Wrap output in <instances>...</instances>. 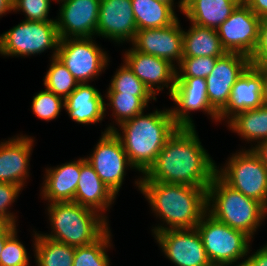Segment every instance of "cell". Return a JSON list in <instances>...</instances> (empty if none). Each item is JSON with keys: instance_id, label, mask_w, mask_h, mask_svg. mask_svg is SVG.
<instances>
[{"instance_id": "9c48e42d", "label": "cell", "mask_w": 267, "mask_h": 266, "mask_svg": "<svg viewBox=\"0 0 267 266\" xmlns=\"http://www.w3.org/2000/svg\"><path fill=\"white\" fill-rule=\"evenodd\" d=\"M93 38H66L59 41L56 57L78 83H89L108 67L107 53L96 44Z\"/></svg>"}, {"instance_id": "3957f363", "label": "cell", "mask_w": 267, "mask_h": 266, "mask_svg": "<svg viewBox=\"0 0 267 266\" xmlns=\"http://www.w3.org/2000/svg\"><path fill=\"white\" fill-rule=\"evenodd\" d=\"M119 126L121 128L117 130L114 125H109L104 132L114 131L117 134L130 164L142 175L155 163L166 141L179 128L170 109H156L146 115L143 112Z\"/></svg>"}, {"instance_id": "277c9868", "label": "cell", "mask_w": 267, "mask_h": 266, "mask_svg": "<svg viewBox=\"0 0 267 266\" xmlns=\"http://www.w3.org/2000/svg\"><path fill=\"white\" fill-rule=\"evenodd\" d=\"M51 233L42 234L69 246H87L98 240L108 229L103 215L75 202L48 203Z\"/></svg>"}, {"instance_id": "ac0fdd59", "label": "cell", "mask_w": 267, "mask_h": 266, "mask_svg": "<svg viewBox=\"0 0 267 266\" xmlns=\"http://www.w3.org/2000/svg\"><path fill=\"white\" fill-rule=\"evenodd\" d=\"M137 30L131 0H101L97 37L102 36L118 44L132 43Z\"/></svg>"}, {"instance_id": "60d3db41", "label": "cell", "mask_w": 267, "mask_h": 266, "mask_svg": "<svg viewBox=\"0 0 267 266\" xmlns=\"http://www.w3.org/2000/svg\"><path fill=\"white\" fill-rule=\"evenodd\" d=\"M250 149L253 150L267 168V139L257 143L255 147L251 145Z\"/></svg>"}, {"instance_id": "44dd1931", "label": "cell", "mask_w": 267, "mask_h": 266, "mask_svg": "<svg viewBox=\"0 0 267 266\" xmlns=\"http://www.w3.org/2000/svg\"><path fill=\"white\" fill-rule=\"evenodd\" d=\"M80 171L81 158L54 168H47L41 186L42 199L48 200V203L73 202Z\"/></svg>"}, {"instance_id": "52a82bcc", "label": "cell", "mask_w": 267, "mask_h": 266, "mask_svg": "<svg viewBox=\"0 0 267 266\" xmlns=\"http://www.w3.org/2000/svg\"><path fill=\"white\" fill-rule=\"evenodd\" d=\"M59 35L55 21L23 20L20 24L0 35L1 56H31L52 49L57 56Z\"/></svg>"}, {"instance_id": "30bf717a", "label": "cell", "mask_w": 267, "mask_h": 266, "mask_svg": "<svg viewBox=\"0 0 267 266\" xmlns=\"http://www.w3.org/2000/svg\"><path fill=\"white\" fill-rule=\"evenodd\" d=\"M86 161L95 169L102 182L117 196L126 170L134 169L130 164L122 142L114 131L102 132Z\"/></svg>"}, {"instance_id": "e0dca14e", "label": "cell", "mask_w": 267, "mask_h": 266, "mask_svg": "<svg viewBox=\"0 0 267 266\" xmlns=\"http://www.w3.org/2000/svg\"><path fill=\"white\" fill-rule=\"evenodd\" d=\"M132 47L144 54L166 59L175 65L183 57V29L177 19L167 27L137 30Z\"/></svg>"}, {"instance_id": "7402d4cb", "label": "cell", "mask_w": 267, "mask_h": 266, "mask_svg": "<svg viewBox=\"0 0 267 266\" xmlns=\"http://www.w3.org/2000/svg\"><path fill=\"white\" fill-rule=\"evenodd\" d=\"M115 199L116 195L102 182L86 158L82 157L80 178L73 202L98 211L107 219L105 211L111 208Z\"/></svg>"}, {"instance_id": "b9f144b4", "label": "cell", "mask_w": 267, "mask_h": 266, "mask_svg": "<svg viewBox=\"0 0 267 266\" xmlns=\"http://www.w3.org/2000/svg\"><path fill=\"white\" fill-rule=\"evenodd\" d=\"M262 76V100L267 105V65H252Z\"/></svg>"}, {"instance_id": "4fadbf2b", "label": "cell", "mask_w": 267, "mask_h": 266, "mask_svg": "<svg viewBox=\"0 0 267 266\" xmlns=\"http://www.w3.org/2000/svg\"><path fill=\"white\" fill-rule=\"evenodd\" d=\"M154 238L175 266H212L196 228L159 231Z\"/></svg>"}, {"instance_id": "d6986e66", "label": "cell", "mask_w": 267, "mask_h": 266, "mask_svg": "<svg viewBox=\"0 0 267 266\" xmlns=\"http://www.w3.org/2000/svg\"><path fill=\"white\" fill-rule=\"evenodd\" d=\"M0 142V182L13 183L22 189L29 176L34 138L17 135Z\"/></svg>"}, {"instance_id": "f35d334b", "label": "cell", "mask_w": 267, "mask_h": 266, "mask_svg": "<svg viewBox=\"0 0 267 266\" xmlns=\"http://www.w3.org/2000/svg\"><path fill=\"white\" fill-rule=\"evenodd\" d=\"M235 266H267V244Z\"/></svg>"}, {"instance_id": "8d00e7d4", "label": "cell", "mask_w": 267, "mask_h": 266, "mask_svg": "<svg viewBox=\"0 0 267 266\" xmlns=\"http://www.w3.org/2000/svg\"><path fill=\"white\" fill-rule=\"evenodd\" d=\"M20 191L22 188L16 184L0 182V216L8 218L14 225L17 222L16 215L8 209L15 202Z\"/></svg>"}, {"instance_id": "d590c367", "label": "cell", "mask_w": 267, "mask_h": 266, "mask_svg": "<svg viewBox=\"0 0 267 266\" xmlns=\"http://www.w3.org/2000/svg\"><path fill=\"white\" fill-rule=\"evenodd\" d=\"M51 0H13L12 11H22L25 14V20L29 21H55L49 19Z\"/></svg>"}, {"instance_id": "603a6c76", "label": "cell", "mask_w": 267, "mask_h": 266, "mask_svg": "<svg viewBox=\"0 0 267 266\" xmlns=\"http://www.w3.org/2000/svg\"><path fill=\"white\" fill-rule=\"evenodd\" d=\"M64 108L69 117L79 124L101 123L106 115L103 95L89 83H79L65 99Z\"/></svg>"}, {"instance_id": "7a4b0ae2", "label": "cell", "mask_w": 267, "mask_h": 266, "mask_svg": "<svg viewBox=\"0 0 267 266\" xmlns=\"http://www.w3.org/2000/svg\"><path fill=\"white\" fill-rule=\"evenodd\" d=\"M152 212L166 224L153 227V235L164 230L193 229L207 212V189L156 181H135Z\"/></svg>"}, {"instance_id": "f6af8a7d", "label": "cell", "mask_w": 267, "mask_h": 266, "mask_svg": "<svg viewBox=\"0 0 267 266\" xmlns=\"http://www.w3.org/2000/svg\"><path fill=\"white\" fill-rule=\"evenodd\" d=\"M9 236H0V255L4 248V243Z\"/></svg>"}, {"instance_id": "7dc6e473", "label": "cell", "mask_w": 267, "mask_h": 266, "mask_svg": "<svg viewBox=\"0 0 267 266\" xmlns=\"http://www.w3.org/2000/svg\"><path fill=\"white\" fill-rule=\"evenodd\" d=\"M178 7H179L180 11L183 12V9H184V0H180V1L178 2Z\"/></svg>"}, {"instance_id": "ab89813d", "label": "cell", "mask_w": 267, "mask_h": 266, "mask_svg": "<svg viewBox=\"0 0 267 266\" xmlns=\"http://www.w3.org/2000/svg\"><path fill=\"white\" fill-rule=\"evenodd\" d=\"M244 3L260 18L267 17V0H246Z\"/></svg>"}, {"instance_id": "f1b7e54d", "label": "cell", "mask_w": 267, "mask_h": 266, "mask_svg": "<svg viewBox=\"0 0 267 266\" xmlns=\"http://www.w3.org/2000/svg\"><path fill=\"white\" fill-rule=\"evenodd\" d=\"M107 94H132L138 96L147 106L149 101L156 98L145 87L144 83L138 79L128 65L124 62L122 66L116 71Z\"/></svg>"}, {"instance_id": "1f68e13d", "label": "cell", "mask_w": 267, "mask_h": 266, "mask_svg": "<svg viewBox=\"0 0 267 266\" xmlns=\"http://www.w3.org/2000/svg\"><path fill=\"white\" fill-rule=\"evenodd\" d=\"M108 103H105L106 107L112 108V116L115 118L116 124L133 119L136 115L144 112L145 108L148 107L138 96L132 94H106Z\"/></svg>"}, {"instance_id": "d6a6232c", "label": "cell", "mask_w": 267, "mask_h": 266, "mask_svg": "<svg viewBox=\"0 0 267 266\" xmlns=\"http://www.w3.org/2000/svg\"><path fill=\"white\" fill-rule=\"evenodd\" d=\"M62 107H65V100L47 89L35 94L31 105L32 112L38 119L48 122L58 117Z\"/></svg>"}, {"instance_id": "e575fe53", "label": "cell", "mask_w": 267, "mask_h": 266, "mask_svg": "<svg viewBox=\"0 0 267 266\" xmlns=\"http://www.w3.org/2000/svg\"><path fill=\"white\" fill-rule=\"evenodd\" d=\"M25 246L17 237V229L6 239L0 255V266H29Z\"/></svg>"}, {"instance_id": "836d02e7", "label": "cell", "mask_w": 267, "mask_h": 266, "mask_svg": "<svg viewBox=\"0 0 267 266\" xmlns=\"http://www.w3.org/2000/svg\"><path fill=\"white\" fill-rule=\"evenodd\" d=\"M220 57H182L176 77L206 78L212 72L217 59Z\"/></svg>"}, {"instance_id": "cb8c5ba5", "label": "cell", "mask_w": 267, "mask_h": 266, "mask_svg": "<svg viewBox=\"0 0 267 266\" xmlns=\"http://www.w3.org/2000/svg\"><path fill=\"white\" fill-rule=\"evenodd\" d=\"M238 0H184V15L191 23L217 29L233 12Z\"/></svg>"}, {"instance_id": "8fae6325", "label": "cell", "mask_w": 267, "mask_h": 266, "mask_svg": "<svg viewBox=\"0 0 267 266\" xmlns=\"http://www.w3.org/2000/svg\"><path fill=\"white\" fill-rule=\"evenodd\" d=\"M261 18L244 2L216 29L223 48L228 53H240L249 58L259 39Z\"/></svg>"}, {"instance_id": "9a60e30c", "label": "cell", "mask_w": 267, "mask_h": 266, "mask_svg": "<svg viewBox=\"0 0 267 266\" xmlns=\"http://www.w3.org/2000/svg\"><path fill=\"white\" fill-rule=\"evenodd\" d=\"M59 2L62 5L55 22L60 40L96 36L101 0H61Z\"/></svg>"}, {"instance_id": "ba28073f", "label": "cell", "mask_w": 267, "mask_h": 266, "mask_svg": "<svg viewBox=\"0 0 267 266\" xmlns=\"http://www.w3.org/2000/svg\"><path fill=\"white\" fill-rule=\"evenodd\" d=\"M216 174L230 187L267 208V168L252 149H242L228 158Z\"/></svg>"}, {"instance_id": "2e32d148", "label": "cell", "mask_w": 267, "mask_h": 266, "mask_svg": "<svg viewBox=\"0 0 267 266\" xmlns=\"http://www.w3.org/2000/svg\"><path fill=\"white\" fill-rule=\"evenodd\" d=\"M123 59L155 98L164 87L169 89L171 95L176 82V65L166 59L141 53L133 47L125 51Z\"/></svg>"}, {"instance_id": "d4e9b609", "label": "cell", "mask_w": 267, "mask_h": 266, "mask_svg": "<svg viewBox=\"0 0 267 266\" xmlns=\"http://www.w3.org/2000/svg\"><path fill=\"white\" fill-rule=\"evenodd\" d=\"M227 52L216 29L191 23L183 30V57H222Z\"/></svg>"}, {"instance_id": "ee69618b", "label": "cell", "mask_w": 267, "mask_h": 266, "mask_svg": "<svg viewBox=\"0 0 267 266\" xmlns=\"http://www.w3.org/2000/svg\"><path fill=\"white\" fill-rule=\"evenodd\" d=\"M13 0H0V17L12 11Z\"/></svg>"}, {"instance_id": "8992f818", "label": "cell", "mask_w": 267, "mask_h": 266, "mask_svg": "<svg viewBox=\"0 0 267 266\" xmlns=\"http://www.w3.org/2000/svg\"><path fill=\"white\" fill-rule=\"evenodd\" d=\"M196 229L212 266H233L250 253L251 238L206 212Z\"/></svg>"}, {"instance_id": "f546056e", "label": "cell", "mask_w": 267, "mask_h": 266, "mask_svg": "<svg viewBox=\"0 0 267 266\" xmlns=\"http://www.w3.org/2000/svg\"><path fill=\"white\" fill-rule=\"evenodd\" d=\"M110 228L94 243L75 247L73 266H110L107 249L111 244Z\"/></svg>"}, {"instance_id": "bcb514c9", "label": "cell", "mask_w": 267, "mask_h": 266, "mask_svg": "<svg viewBox=\"0 0 267 266\" xmlns=\"http://www.w3.org/2000/svg\"><path fill=\"white\" fill-rule=\"evenodd\" d=\"M170 5L174 9V0H157Z\"/></svg>"}, {"instance_id": "ffe728a7", "label": "cell", "mask_w": 267, "mask_h": 266, "mask_svg": "<svg viewBox=\"0 0 267 266\" xmlns=\"http://www.w3.org/2000/svg\"><path fill=\"white\" fill-rule=\"evenodd\" d=\"M262 105V76L250 65L233 85L227 106L219 113V122L226 118L228 122L237 113Z\"/></svg>"}, {"instance_id": "4dcf8cb0", "label": "cell", "mask_w": 267, "mask_h": 266, "mask_svg": "<svg viewBox=\"0 0 267 266\" xmlns=\"http://www.w3.org/2000/svg\"><path fill=\"white\" fill-rule=\"evenodd\" d=\"M50 61V67L43 79L45 89L65 100L79 83L57 57H52Z\"/></svg>"}, {"instance_id": "83f0119b", "label": "cell", "mask_w": 267, "mask_h": 266, "mask_svg": "<svg viewBox=\"0 0 267 266\" xmlns=\"http://www.w3.org/2000/svg\"><path fill=\"white\" fill-rule=\"evenodd\" d=\"M34 232L33 251L37 266H73L75 247Z\"/></svg>"}, {"instance_id": "4316f807", "label": "cell", "mask_w": 267, "mask_h": 266, "mask_svg": "<svg viewBox=\"0 0 267 266\" xmlns=\"http://www.w3.org/2000/svg\"><path fill=\"white\" fill-rule=\"evenodd\" d=\"M228 127L245 141L261 142L267 139V105L242 111L233 116Z\"/></svg>"}, {"instance_id": "5b68a950", "label": "cell", "mask_w": 267, "mask_h": 266, "mask_svg": "<svg viewBox=\"0 0 267 266\" xmlns=\"http://www.w3.org/2000/svg\"><path fill=\"white\" fill-rule=\"evenodd\" d=\"M207 212L251 239L267 216V208L226 184L217 174L207 189Z\"/></svg>"}, {"instance_id": "484cf974", "label": "cell", "mask_w": 267, "mask_h": 266, "mask_svg": "<svg viewBox=\"0 0 267 266\" xmlns=\"http://www.w3.org/2000/svg\"><path fill=\"white\" fill-rule=\"evenodd\" d=\"M138 30L167 27L177 19L175 9L157 0H131Z\"/></svg>"}, {"instance_id": "74e56055", "label": "cell", "mask_w": 267, "mask_h": 266, "mask_svg": "<svg viewBox=\"0 0 267 266\" xmlns=\"http://www.w3.org/2000/svg\"><path fill=\"white\" fill-rule=\"evenodd\" d=\"M251 65H267V17L261 18L259 39L255 51L250 57Z\"/></svg>"}, {"instance_id": "7c38bea8", "label": "cell", "mask_w": 267, "mask_h": 266, "mask_svg": "<svg viewBox=\"0 0 267 266\" xmlns=\"http://www.w3.org/2000/svg\"><path fill=\"white\" fill-rule=\"evenodd\" d=\"M170 97L177 106L170 107V111L179 128H195L192 117L189 115L191 111H203L215 122H219V114L209 104L204 78L176 77Z\"/></svg>"}, {"instance_id": "5bb4252c", "label": "cell", "mask_w": 267, "mask_h": 266, "mask_svg": "<svg viewBox=\"0 0 267 266\" xmlns=\"http://www.w3.org/2000/svg\"><path fill=\"white\" fill-rule=\"evenodd\" d=\"M250 65V58L240 53L227 52L217 59L205 80L209 104L218 114L227 106L233 85Z\"/></svg>"}, {"instance_id": "6da1fadb", "label": "cell", "mask_w": 267, "mask_h": 266, "mask_svg": "<svg viewBox=\"0 0 267 266\" xmlns=\"http://www.w3.org/2000/svg\"><path fill=\"white\" fill-rule=\"evenodd\" d=\"M196 128H178L140 181L190 185L208 189L217 165L201 145Z\"/></svg>"}, {"instance_id": "7bdbcfd3", "label": "cell", "mask_w": 267, "mask_h": 266, "mask_svg": "<svg viewBox=\"0 0 267 266\" xmlns=\"http://www.w3.org/2000/svg\"><path fill=\"white\" fill-rule=\"evenodd\" d=\"M16 229L8 218L0 216V236H10Z\"/></svg>"}]
</instances>
